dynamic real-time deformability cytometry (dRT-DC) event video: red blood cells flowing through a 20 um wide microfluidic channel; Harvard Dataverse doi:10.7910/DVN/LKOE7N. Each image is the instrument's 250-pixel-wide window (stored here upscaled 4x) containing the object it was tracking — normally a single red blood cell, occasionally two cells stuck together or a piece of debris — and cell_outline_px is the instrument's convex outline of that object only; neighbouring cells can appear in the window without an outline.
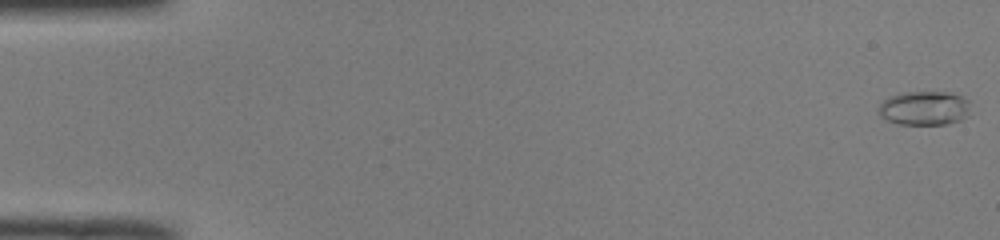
{"species": "common noctule bat (a hibernating species)", "species_latin": "Nyctalus noctula", "temperature_condition": "room temperature", "stored_images_in_passage": 50, "camera_frame_rate_fps": 3000, "um_per_image_px": 0.085, "animal": {"sex": "male", "body_mass_g": 19.0, "forearm_length_mm": 50.8}, "frame": {"image": 1, "passage_image": 1, "time_ms": 0.0, "image_size_px": [1000, 240], "cell_outline_px": [[968, 116], [960, 120], [948, 124], [900, 124], [888, 120], [880, 116], [880, 104], [884, 100], [900, 92], [948, 92], [960, 96], [968, 100]], "centroid_in_image_um": [78.58, 9.19], "position_along_channel_um": 6.4, "area_um2": 18.03}}
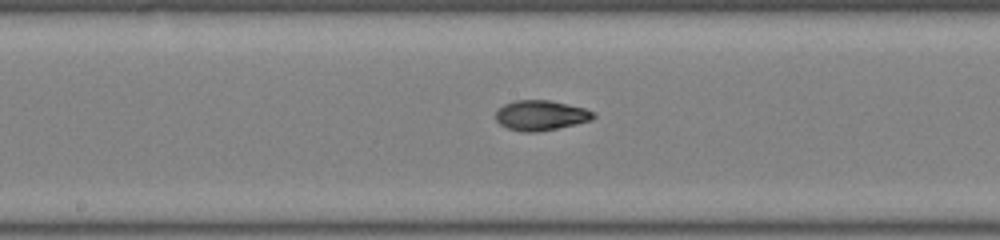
{"frame": {"image": 2, "passage_image": 27, "time_ms": 8.667, "image_size_px": [1000, 240], "cell_outline_px": [[596, 116], [592, 120], [556, 128], [536, 132], [524, 132], [508, 128], [500, 124], [496, 120], [496, 112], [504, 104], [516, 100], [548, 100], [568, 104], [584, 108], [592, 112]], "centroid_in_image_um": [45.96, 9.8], "position_along_channel_um": 202.2, "area_um2": 16.88}}
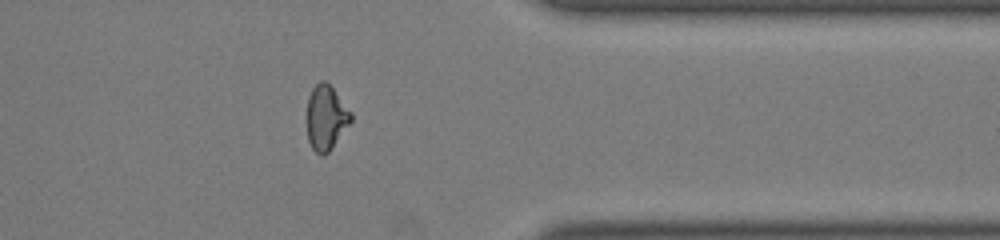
{"frame": {"image": 3, "passage_image": 41, "time_ms": 13.333, "image_size_px": [1000, 240], "cell_outline_px": [[352, 120], [328, 152], [324, 156], [320, 156], [312, 148], [308, 140], [308, 96], [312, 88], [320, 80], [324, 80], [332, 88], [352, 112]], "centroid_in_image_um": [27.71, 10.0], "position_along_channel_um": 383.7, "area_um2": 16.36}, "authors_computed_cell_mechanics": {"area_um2": 17.0221, "velocity_mm_per_s": 4.1064, "shape_relaxation_time_tau1_ms": null, "shape_relaxation_time_tau2_ms": 1.9178, "deformation_change_tau1": null, "deformation_change_tau2": 0.064}}